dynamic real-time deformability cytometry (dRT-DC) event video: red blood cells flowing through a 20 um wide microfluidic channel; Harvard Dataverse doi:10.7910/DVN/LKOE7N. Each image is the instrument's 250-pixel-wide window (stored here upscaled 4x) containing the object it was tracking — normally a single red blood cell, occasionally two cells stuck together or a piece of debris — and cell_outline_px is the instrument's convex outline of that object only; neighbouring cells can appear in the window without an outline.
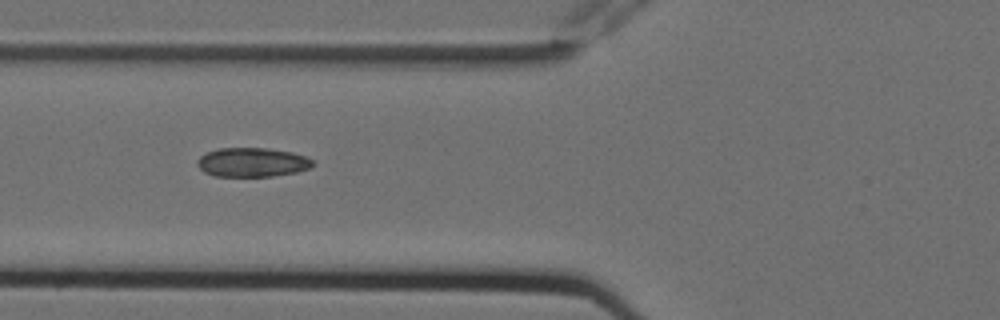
{"species": "Egyptian fruit bat (a non-hibernating species)", "species_latin": "Rousettus aegyptiacus", "temperature_condition": "cold", "stored_images_in_passage": 3, "camera_frame_rate_fps": 3000, "um_per_image_px": 0.085, "animal": {"sex": "female"}, "frame": {"image": 1, "passage_image": 3, "time_ms": 0.667, "image_size_px": [1000, 320], "cell_outline_px": [[316, 164], [308, 168], [296, 172], [272, 176], [216, 176], [204, 172], [196, 164], [196, 160], [200, 156], [208, 152], [220, 148], [268, 148], [292, 152], [304, 156], [312, 160]], "centroid_in_image_um": [21.43, 13.79], "position_along_channel_um": 104.4, "area_um2": 19.54}}